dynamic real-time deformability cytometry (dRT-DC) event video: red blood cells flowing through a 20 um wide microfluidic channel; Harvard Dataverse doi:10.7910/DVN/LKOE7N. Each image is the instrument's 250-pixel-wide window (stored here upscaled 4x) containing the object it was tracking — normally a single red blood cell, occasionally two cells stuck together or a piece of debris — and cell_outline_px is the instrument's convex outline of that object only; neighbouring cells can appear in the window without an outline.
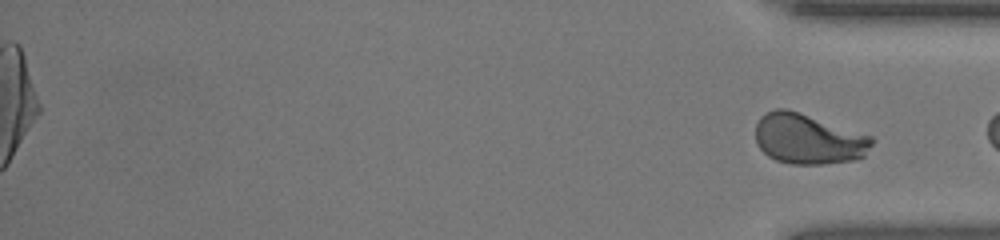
{"species": "human", "species_latin": "Homo sapiens", "temperature_condition": "room temperature", "stored_images_in_passage": 53, "segment_of_instrument_passage": [2, 2], "camera_frame_rate_fps": 3000, "um_per_image_px": 0.085, "donor": {"sex": "female"}, "frame": {"image": 1, "passage_image": 53, "time_ms": 17.333, "image_size_px": [1000, 240], "cell_outline_px": [[876, 140], [864, 156], [852, 160], [820, 164], [792, 164], [776, 160], [768, 156], [756, 144], [756, 124], [760, 116], [776, 108], [788, 108], [872, 136]], "centroid_in_image_um": [68.7, 11.8], "position_along_channel_um": 366.5, "area_um2": 34.22}}